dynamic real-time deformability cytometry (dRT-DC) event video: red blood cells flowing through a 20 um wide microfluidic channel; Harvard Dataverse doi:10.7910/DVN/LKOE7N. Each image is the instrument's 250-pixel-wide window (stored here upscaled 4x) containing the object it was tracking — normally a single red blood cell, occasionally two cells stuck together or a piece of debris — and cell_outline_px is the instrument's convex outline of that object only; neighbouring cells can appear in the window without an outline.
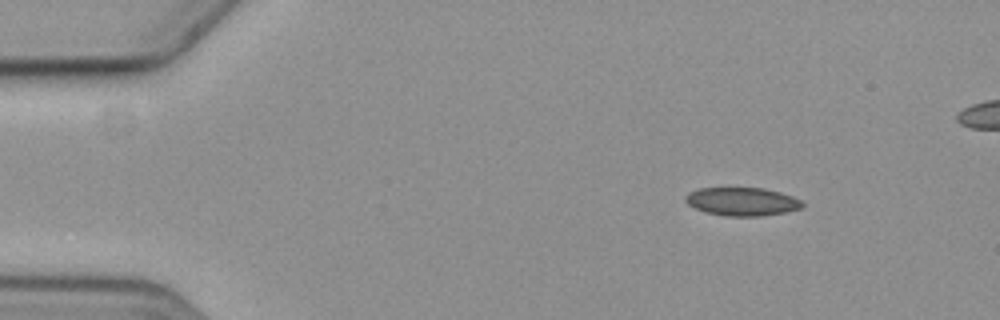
{"species": "common noctule bat (a hibernating species)", "species_latin": "Nyctalus noctula", "temperature_condition": "cold", "stored_images_in_passage": 5, "camera_frame_rate_fps": 3000, "um_per_image_px": 0.085, "animal": {"sex": "female", "body_mass_g": 19.3, "forearm_length_mm": 54.1}, "frame": {"image": 1, "passage_image": 1, "time_ms": 0.0, "image_size_px": [1000, 320], "cell_outline_px": [[804, 204], [800, 208], [784, 212], [760, 216], [724, 216], [704, 212], [688, 204], [684, 200], [684, 196], [688, 192], [700, 188], [764, 188], [780, 192], [792, 196], [800, 200]], "centroid_in_image_um": [63.03, 17.13], "position_along_channel_um": 22.0, "area_um2": 19.25}}
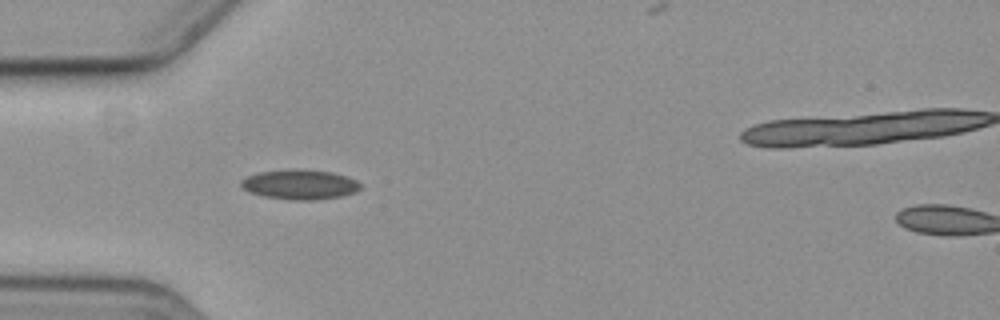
{"frame": {"image": 2, "passage_image": 4, "time_ms": 3.333, "image_size_px": [1000, 320], "cell_outline_px": [[360, 188], [356, 192], [340, 196], [312, 200], [292, 200], [264, 196], [252, 192], [244, 188], [240, 184], [240, 180], [248, 176], [260, 172], [332, 172], [348, 176], [356, 180], [360, 184]], "centroid_in_image_um": [25.53, 15.73], "position_along_channel_um": 59.5, "area_um2": 19.59}}